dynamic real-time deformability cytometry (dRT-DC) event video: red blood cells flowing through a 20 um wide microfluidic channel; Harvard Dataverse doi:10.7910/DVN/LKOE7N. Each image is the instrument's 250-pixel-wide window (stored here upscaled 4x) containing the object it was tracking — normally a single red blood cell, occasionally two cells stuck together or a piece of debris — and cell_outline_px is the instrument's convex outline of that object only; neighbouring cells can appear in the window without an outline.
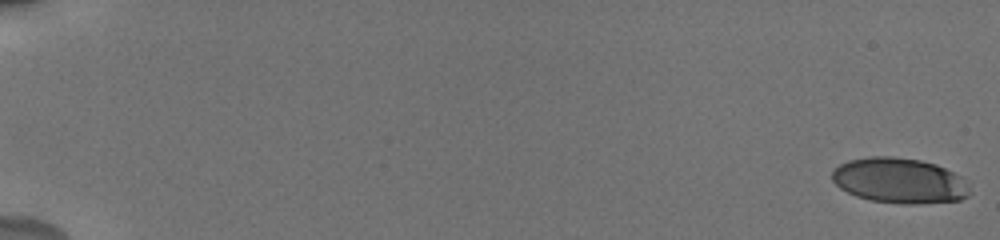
{"species": "human", "species_latin": "Homo sapiens", "temperature_condition": "cold", "stored_images_in_passage": 25, "camera_frame_rate_fps": 3000, "um_per_image_px": 0.085, "donor": {"sex": "male"}, "frame": {"image": 1, "passage_image": 1, "time_ms": 0.0, "image_size_px": [1000, 240], "cell_outline_px": [[972, 192], [968, 196], [960, 200], [916, 204], [900, 204], [872, 200], [856, 196], [840, 188], [832, 180], [832, 172], [840, 164], [848, 160], [868, 156], [892, 156], [920, 160], [936, 164], [964, 176]], "centroid_in_image_um": [76.5, 15.35], "position_along_channel_um": 8.5, "area_um2": 36.76}}
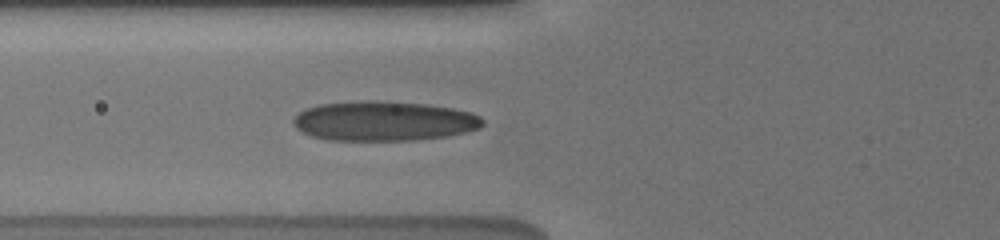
{"frame": {"image": 2, "passage_image": 16, "time_ms": 7.667, "image_size_px": [1000, 240], "cell_outline_px": [[484, 124], [480, 128], [448, 136], [412, 140], [328, 140], [312, 136], [296, 128], [292, 124], [292, 120], [300, 112], [308, 108], [320, 104], [360, 100], [372, 100], [428, 104], [452, 108], [472, 112], [480, 116], [484, 120]], "centroid_in_image_um": [32.65, 10.28], "position_along_channel_um": 93.2, "area_um2": 43.93}}
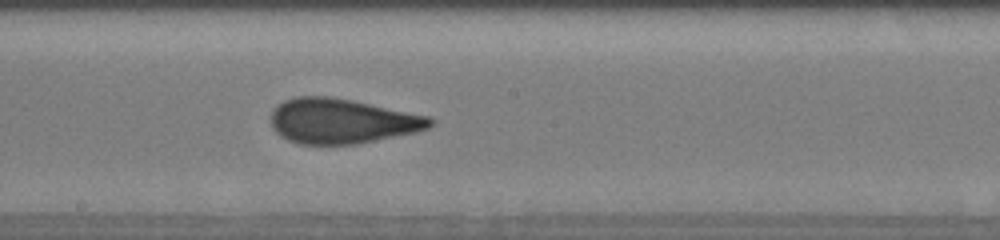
{"frame": {"image": 3, "passage_image": 25, "time_ms": 11.0, "image_size_px": [1000, 240], "cell_outline_px": [[436, 120], [428, 128], [416, 132], [356, 144], [300, 144], [288, 140], [280, 136], [272, 128], [272, 108], [276, 104], [284, 100], [296, 96], [328, 96], [352, 100], [428, 116]], "centroid_in_image_um": [29.03, 10.28], "position_along_channel_um": 219.2, "area_um2": 41.67}}